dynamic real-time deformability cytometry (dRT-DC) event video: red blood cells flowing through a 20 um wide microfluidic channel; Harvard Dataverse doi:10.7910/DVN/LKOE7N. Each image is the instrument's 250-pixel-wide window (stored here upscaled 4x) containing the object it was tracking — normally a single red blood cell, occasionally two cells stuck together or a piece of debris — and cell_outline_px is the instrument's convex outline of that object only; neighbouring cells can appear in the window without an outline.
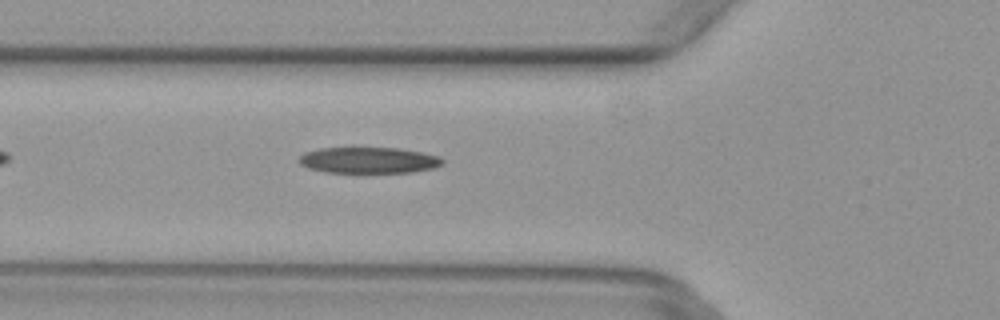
{"species": "common noctule bat (a hibernating species)", "species_latin": "Nyctalus noctula", "temperature_condition": "warm", "stored_images_in_passage": 3, "camera_frame_rate_fps": 3000, "um_per_image_px": 0.085, "animal": {"sex": "female", "body_mass_g": 29.2, "forearm_length_mm": 56.3}, "frame": {"image": 1, "passage_image": 3, "time_ms": 0.667, "image_size_px": [1000, 320], "cell_outline_px": [[444, 164], [432, 168], [412, 172], [356, 176], [324, 172], [308, 168], [300, 164], [300, 156], [304, 152], [320, 148], [352, 144], [400, 148], [440, 156], [444, 160]], "centroid_in_image_um": [31.28, 13.62], "position_along_channel_um": 94.5, "area_um2": 24.16}}